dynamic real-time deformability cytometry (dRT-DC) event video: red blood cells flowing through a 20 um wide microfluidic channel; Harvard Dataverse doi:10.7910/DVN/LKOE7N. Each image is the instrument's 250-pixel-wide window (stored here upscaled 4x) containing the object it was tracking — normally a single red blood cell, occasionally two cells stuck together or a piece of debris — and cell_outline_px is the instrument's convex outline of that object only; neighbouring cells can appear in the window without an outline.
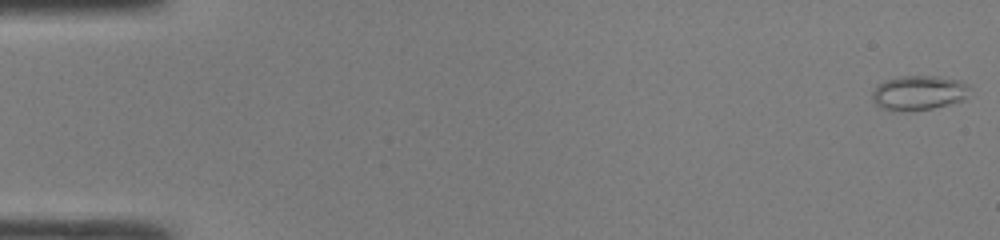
{"species": "common noctule bat (a hibernating species)", "species_latin": "Nyctalus noctula", "temperature_condition": "room temperature", "stored_images_in_passage": 40, "camera_frame_rate_fps": 3000, "um_per_image_px": 0.085, "animal": {"sex": "male", "body_mass_g": 19.0, "forearm_length_mm": 50.8}, "frame": {"image": 1, "passage_image": 1, "time_ms": 0.0, "image_size_px": [1000, 240], "cell_outline_px": [[968, 88], [964, 100], [932, 108], [880, 108], [872, 100], [872, 92], [876, 84], [884, 80], [904, 76], [936, 76], [960, 80], [968, 84]], "centroid_in_image_um": [78.08, 7.83], "position_along_channel_um": 6.9, "area_um2": 18.96}}
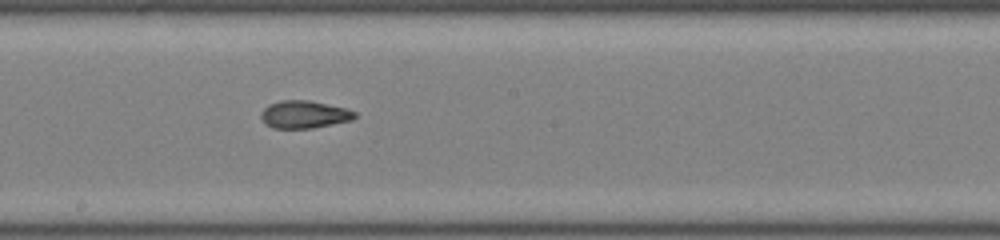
{"frame": {"image": 2, "passage_image": 27, "time_ms": 8.667, "image_size_px": [1000, 240], "cell_outline_px": [[356, 116], [352, 120], [312, 128], [272, 128], [264, 124], [260, 116], [260, 112], [268, 104], [280, 100], [308, 100], [344, 108], [356, 112]], "centroid_in_image_um": [25.8, 9.73], "position_along_channel_um": 222.4, "area_um2": 15.09}}
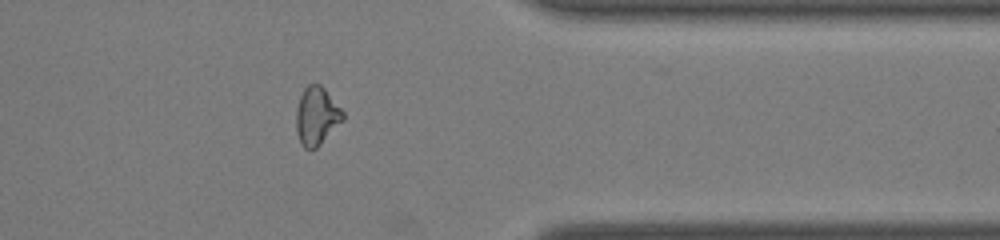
{"frame": {"image": 3, "passage_image": 39, "time_ms": 12.667, "image_size_px": [1000, 240], "cell_outline_px": [[344, 120], [316, 148], [304, 148], [300, 144], [296, 132], [296, 108], [300, 96], [304, 88], [308, 84], [320, 84], [324, 88], [344, 112]], "centroid_in_image_um": [26.9, 9.86], "position_along_channel_um": 384.5, "area_um2": 15.84}}